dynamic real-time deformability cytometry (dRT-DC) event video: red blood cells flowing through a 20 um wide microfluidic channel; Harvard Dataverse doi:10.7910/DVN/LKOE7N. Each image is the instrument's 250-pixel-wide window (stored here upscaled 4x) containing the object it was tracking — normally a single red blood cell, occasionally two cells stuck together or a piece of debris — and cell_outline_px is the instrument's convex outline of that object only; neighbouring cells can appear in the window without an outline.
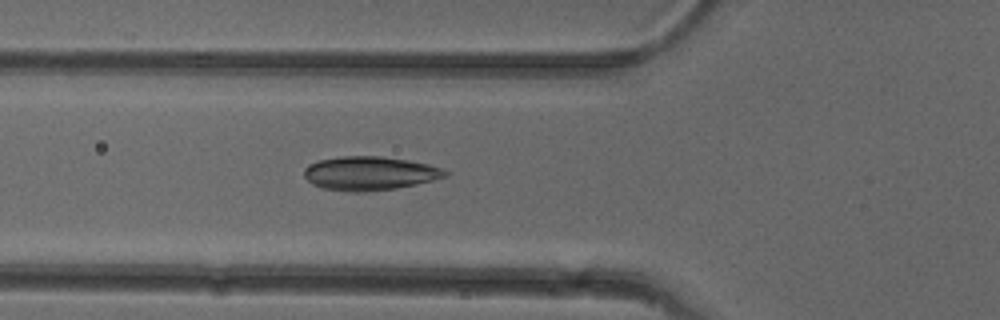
{"species": "common noctule bat (a hibernating species)", "species_latin": "Nyctalus noctula", "temperature_condition": "cold", "stored_images_in_passage": 39, "camera_frame_rate_fps": 3000, "um_per_image_px": 0.085, "animal": {"sex": "female"}, "frame": {"image": 1, "passage_image": 6, "time_ms": 1.667, "image_size_px": [1000, 320], "cell_outline_px": [[452, 172], [448, 176], [416, 184], [396, 188], [364, 192], [352, 192], [320, 188], [312, 184], [304, 176], [304, 168], [308, 164], [320, 160], [340, 156], [380, 156], [408, 160], [428, 164]], "centroid_in_image_um": [31.41, 14.73], "position_along_channel_um": 94.4, "area_um2": 27.92}}
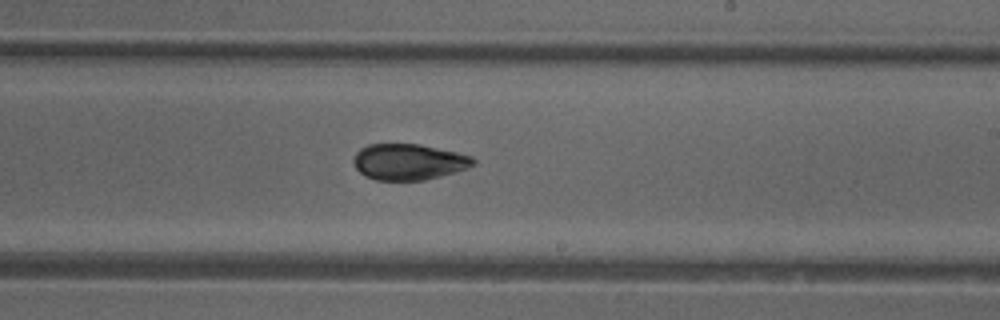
{"frame": {"image": 2, "passage_image": 18, "time_ms": 5.667, "image_size_px": [1000, 320], "cell_outline_px": [[476, 164], [468, 168], [440, 176], [424, 180], [376, 180], [360, 172], [356, 168], [352, 160], [356, 152], [360, 148], [368, 144], [420, 144], [456, 152], [472, 156], [476, 160]], "centroid_in_image_um": [34.75, 13.75], "position_along_channel_um": 254.3, "area_um2": 25.14}}
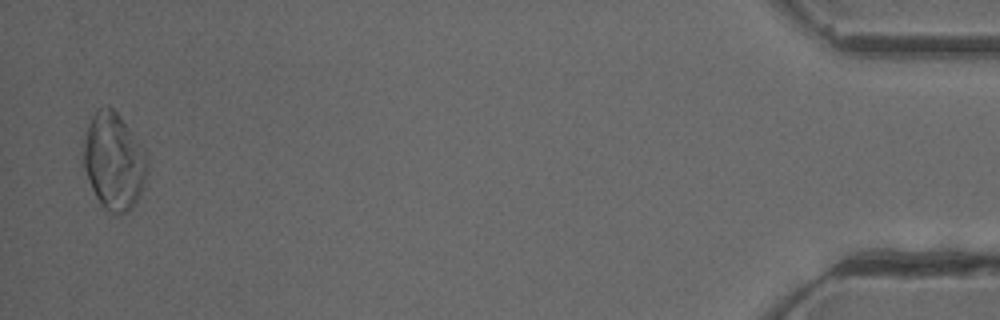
{"frame": {"image": 3, "passage_image": 38, "time_ms": 12.333, "image_size_px": [1000, 320], "cell_outline_px": [[148, 168], [140, 192], [132, 208], [128, 212], [116, 216], [108, 212], [104, 208], [96, 196], [92, 188], [84, 164], [84, 140], [92, 116], [96, 108], [104, 104], [112, 108], [120, 116], [144, 152], [148, 160]], "centroid_in_image_um": [9.67, 13.72], "position_along_channel_um": 425.5, "area_um2": 35.32}, "authors_computed_cell_mechanics": {"area_um2": 26.7036, "velocity_mm_per_s": 3.9796, "shape_relaxation_time_tau1_ms": 8.3294, "shape_relaxation_time_tau2_ms": 1.5553, "deformation_change_tau1": 0.1879, "deformation_change_tau2": 0.0434}}